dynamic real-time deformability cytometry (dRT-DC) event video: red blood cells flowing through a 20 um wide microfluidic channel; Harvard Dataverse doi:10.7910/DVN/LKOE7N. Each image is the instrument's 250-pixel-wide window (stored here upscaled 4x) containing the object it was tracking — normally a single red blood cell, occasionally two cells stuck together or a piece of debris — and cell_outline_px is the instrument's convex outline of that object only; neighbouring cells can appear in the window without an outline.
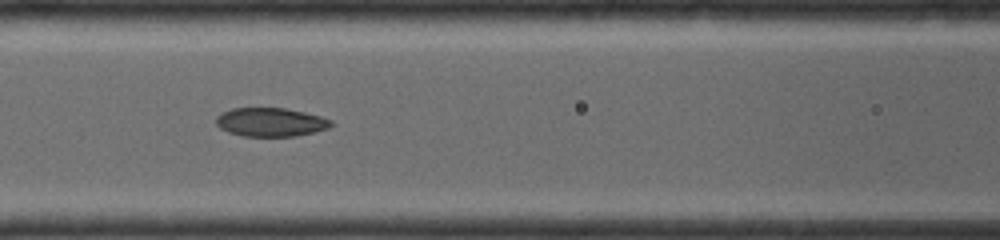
{"species": "common noctule bat (a hibernating species)", "species_latin": "Nyctalus noctula", "temperature_condition": "room temperature", "stored_images_in_passage": 9, "camera_frame_rate_fps": 4000, "um_per_image_px": 0.085, "animal": {"sex": "female", "body_mass_g": 19.0, "forearm_length_mm": 56.7}, "frame": {"image": 1, "passage_image": 6, "time_ms": 2.75, "image_size_px": [1000, 240], "cell_outline_px": [[332, 124], [328, 128], [312, 132], [292, 136], [244, 136], [228, 132], [220, 128], [216, 124], [216, 116], [232, 108], [284, 108], [304, 112], [320, 116], [332, 120]], "centroid_in_image_um": [22.98, 10.37], "position_along_channel_um": 143.6, "area_um2": 19.02}}
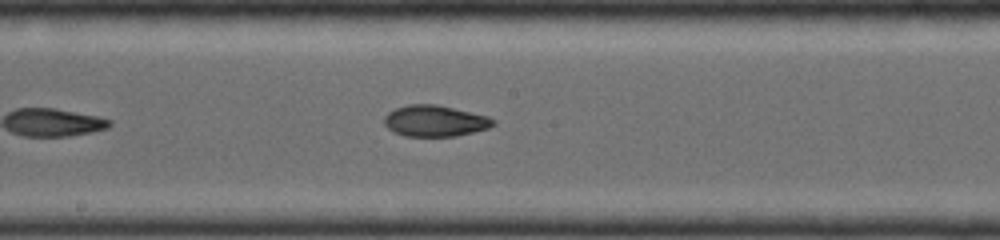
{"frame": {"image": 2, "passage_image": 9, "time_ms": 4.25, "image_size_px": [1000, 240], "cell_outline_px": [[496, 124], [488, 128], [472, 132], [452, 136], [404, 136], [388, 128], [384, 124], [384, 116], [388, 112], [396, 108], [408, 104], [436, 104], [488, 116], [496, 120]], "centroid_in_image_um": [36.97, 10.27], "position_along_channel_um": 211.2, "area_um2": 19.71}}